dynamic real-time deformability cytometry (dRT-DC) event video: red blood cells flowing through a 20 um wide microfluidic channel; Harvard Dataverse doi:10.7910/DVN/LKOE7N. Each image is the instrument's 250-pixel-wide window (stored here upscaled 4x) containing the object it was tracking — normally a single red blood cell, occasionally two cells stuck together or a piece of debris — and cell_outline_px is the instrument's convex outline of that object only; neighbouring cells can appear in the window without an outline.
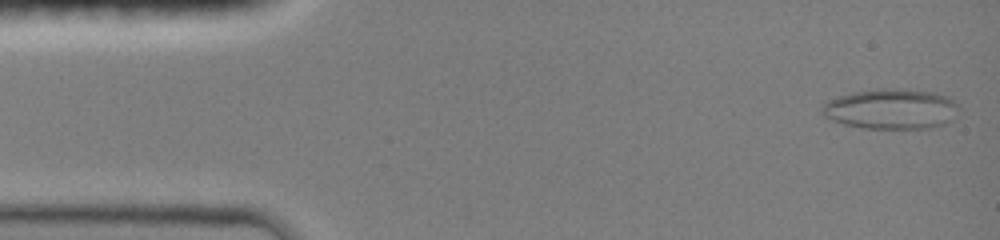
{"species": "common noctule bat (a hibernating species)", "species_latin": "Nyctalus noctula", "temperature_condition": "room temperature", "stored_images_in_passage": 15, "camera_frame_rate_fps": 3000, "um_per_image_px": 0.085, "animal": {"sex": "female", "body_mass_g": 19.0, "forearm_length_mm": 51.5}, "frame": {"image": 1, "passage_image": 1, "time_ms": 0.0, "image_size_px": [1000, 240], "cell_outline_px": [[960, 108], [952, 120], [944, 124], [932, 128], [864, 128], [844, 124], [832, 120], [824, 116], [820, 112], [820, 108], [828, 100], [836, 96], [852, 92], [876, 88], [908, 88], [936, 92], [948, 96]], "centroid_in_image_um": [75.74, 9.24], "position_along_channel_um": 9.3, "area_um2": 32.66}}
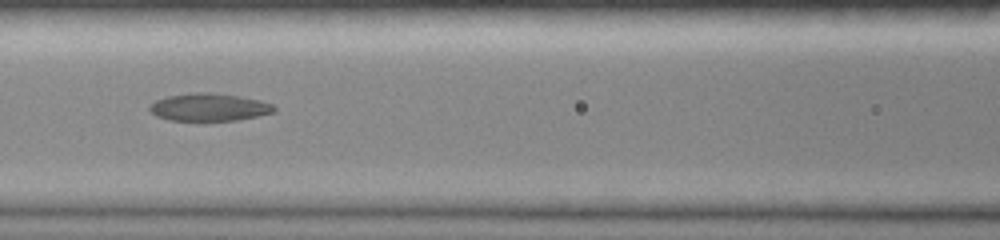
{"frame": {"image": 2, "passage_image": 14, "time_ms": 4.333, "image_size_px": [1000, 240], "cell_outline_px": [[276, 112], [236, 120], [168, 120], [156, 116], [148, 108], [156, 100], [168, 96], [196, 92], [212, 92], [240, 96], [260, 100], [272, 104], [276, 108]], "centroid_in_image_um": [17.79, 9.1], "position_along_channel_um": 148.8, "area_um2": 19.94}}